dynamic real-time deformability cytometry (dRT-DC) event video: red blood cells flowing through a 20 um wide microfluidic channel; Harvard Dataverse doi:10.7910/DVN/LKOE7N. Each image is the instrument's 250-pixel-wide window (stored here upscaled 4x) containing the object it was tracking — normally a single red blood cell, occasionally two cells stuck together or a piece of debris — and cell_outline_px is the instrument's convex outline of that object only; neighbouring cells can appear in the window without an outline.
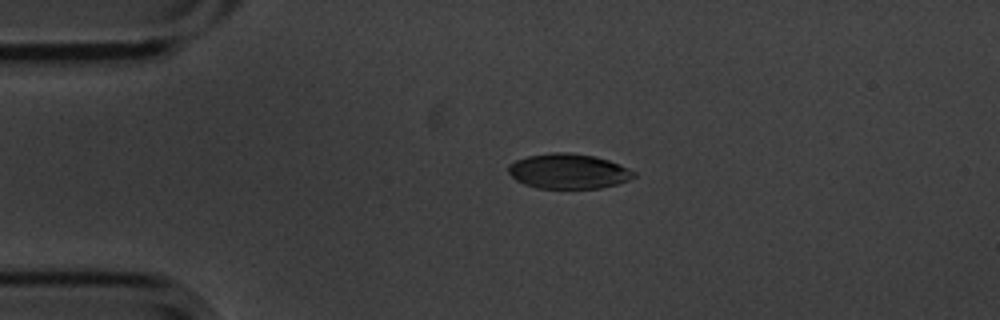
{"species": "common noctule bat (a hibernating species)", "species_latin": "Nyctalus noctula", "temperature_condition": "cold", "stored_images_in_passage": 4, "camera_frame_rate_fps": 3000, "um_per_image_px": 0.085, "animal": {"sex": "male", "body_mass_g": 20.1, "forearm_length_mm": 53.5}, "frame": {"image": 1, "passage_image": 3, "time_ms": 0.667, "image_size_px": [1000, 320], "cell_outline_px": [[636, 176], [628, 180], [616, 184], [600, 188], [536, 188], [524, 184], [516, 180], [508, 172], [508, 164], [516, 160], [528, 156], [552, 152], [568, 152], [596, 156], [620, 164], [636, 172]], "centroid_in_image_um": [48.31, 14.55], "position_along_channel_um": 36.7, "area_um2": 25.66}}